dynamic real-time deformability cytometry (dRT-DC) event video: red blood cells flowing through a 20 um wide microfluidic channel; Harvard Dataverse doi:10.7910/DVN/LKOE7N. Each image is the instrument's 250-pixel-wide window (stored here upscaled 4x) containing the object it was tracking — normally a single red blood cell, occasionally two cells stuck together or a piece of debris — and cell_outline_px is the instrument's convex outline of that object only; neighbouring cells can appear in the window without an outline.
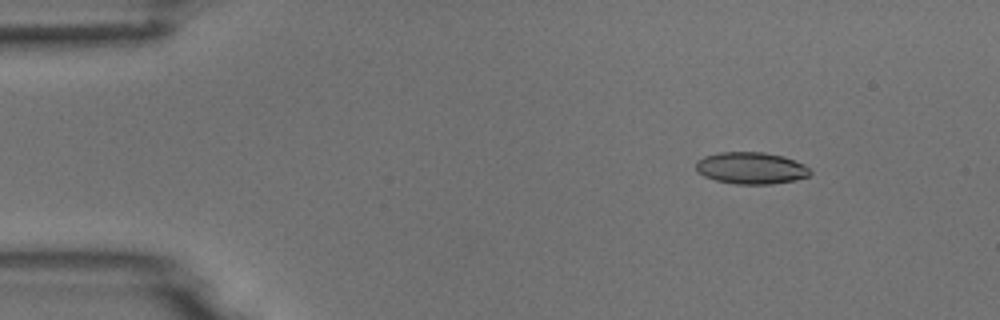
{"species": "common noctule bat (a hibernating species)", "species_latin": "Nyctalus noctula", "temperature_condition": "room temperature", "stored_images_in_passage": 5, "camera_frame_rate_fps": 3000, "um_per_image_px": 0.085, "animal": {"sex": "male", "body_mass_g": 18.8}, "frame": {"image": 1, "passage_image": 2, "time_ms": 0.333, "image_size_px": [1000, 320], "cell_outline_px": [[812, 172], [808, 176], [796, 180], [772, 184], [736, 184], [716, 180], [704, 176], [696, 168], [696, 160], [704, 156], [720, 152], [764, 152], [784, 156], [804, 164]], "centroid_in_image_um": [63.85, 14.28], "position_along_channel_um": 21.1, "area_um2": 21.21}}
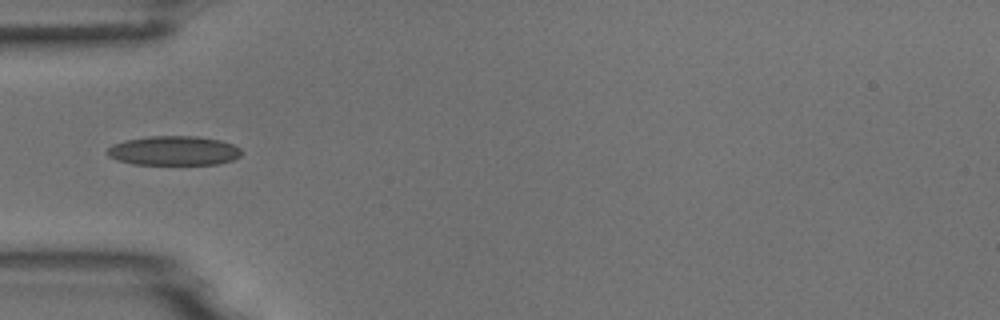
{"frame": {"image": 2, "passage_image": 5, "time_ms": 1.333, "image_size_px": [1000, 320], "cell_outline_px": [[240, 156], [232, 160], [216, 164], [132, 164], [116, 160], [108, 156], [104, 152], [112, 144], [124, 140], [148, 136], [196, 136], [220, 140], [232, 144], [240, 148]], "centroid_in_image_um": [14.71, 12.8], "position_along_channel_um": 70.3, "area_um2": 23.06}}